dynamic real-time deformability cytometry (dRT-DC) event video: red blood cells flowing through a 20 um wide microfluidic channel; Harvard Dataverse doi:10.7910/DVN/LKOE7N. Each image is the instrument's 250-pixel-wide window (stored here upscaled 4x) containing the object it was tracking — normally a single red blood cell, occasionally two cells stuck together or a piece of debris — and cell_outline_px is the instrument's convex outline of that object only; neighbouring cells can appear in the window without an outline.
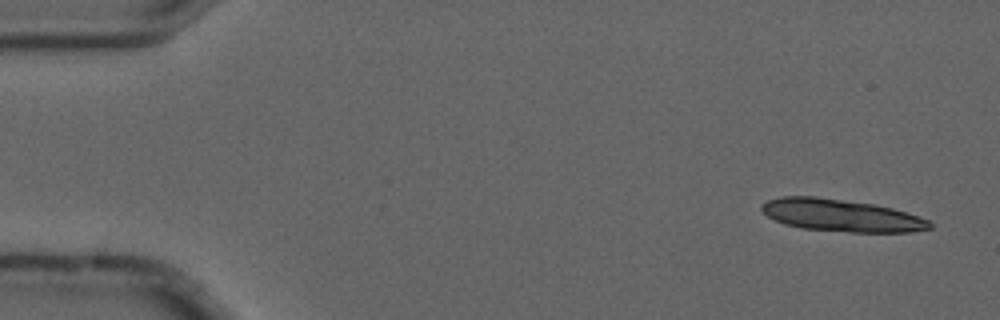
{"species": "common noctule bat (a hibernating species)", "species_latin": "Nyctalus noctula", "temperature_condition": "cold", "stored_images_in_passage": 5, "camera_frame_rate_fps": 3000, "um_per_image_px": 0.085, "animal": {"sex": "male", "forearm_length_mm": 52.5}, "frame": {"image": 1, "passage_image": 1, "time_ms": 0.0, "image_size_px": [1000, 320], "cell_outline_px": [[932, 228], [912, 232], [848, 232], [800, 228], [784, 224], [768, 216], [760, 208], [760, 204], [768, 200], [780, 196], [816, 196], [872, 204], [892, 208], [928, 220], [932, 224]], "centroid_in_image_um": [71.46, 18.31], "position_along_channel_um": 13.5, "area_um2": 31.5}}